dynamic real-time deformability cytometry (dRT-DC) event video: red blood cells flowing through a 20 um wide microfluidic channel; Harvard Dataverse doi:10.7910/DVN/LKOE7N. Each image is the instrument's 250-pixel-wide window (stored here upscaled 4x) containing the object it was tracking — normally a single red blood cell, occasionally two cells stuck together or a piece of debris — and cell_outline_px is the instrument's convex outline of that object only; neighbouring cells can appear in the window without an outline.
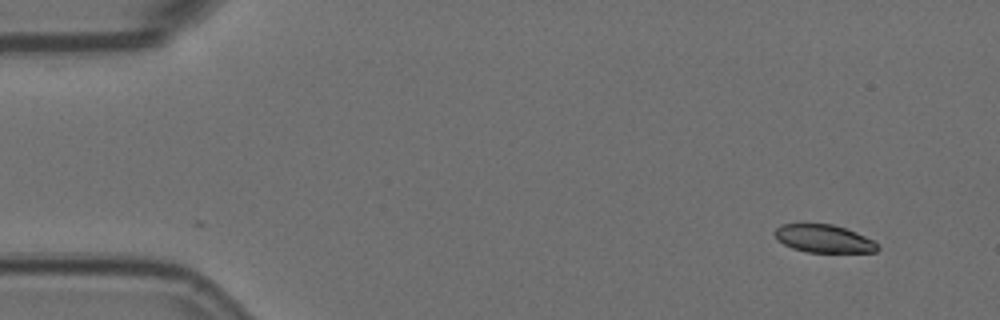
{"species": "Egyptian fruit bat (a non-hibernating species)", "species_latin": "Rousettus aegyptiacus", "temperature_condition": "room temperature", "stored_images_in_passage": 53, "camera_frame_rate_fps": 3000, "um_per_image_px": 0.085, "animal": {"sex": "female"}, "frame": {"image": 1, "passage_image": 1, "time_ms": 0.0, "image_size_px": [1000, 320], "cell_outline_px": [[880, 248], [876, 252], [808, 252], [792, 248], [776, 240], [772, 232], [780, 224], [832, 224], [856, 232], [872, 240]], "centroid_in_image_um": [69.97, 20.28], "position_along_channel_um": 15.0, "area_um2": 16.7}}
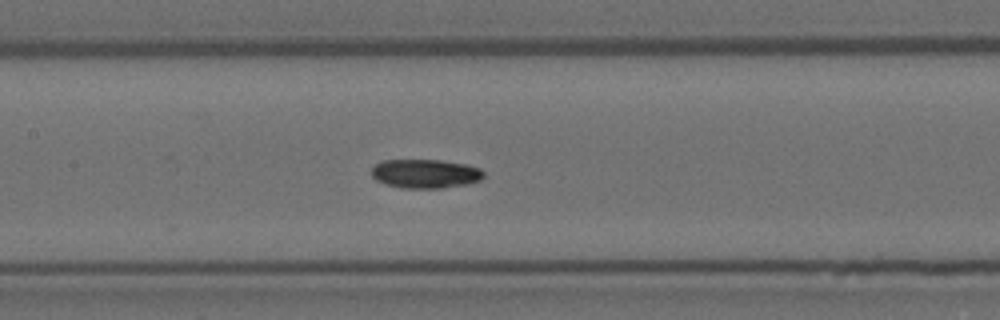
{"frame": {"image": 2, "passage_image": 23, "time_ms": 7.333, "image_size_px": [1000, 320], "cell_outline_px": [[484, 176], [480, 180], [468, 184], [444, 188], [404, 188], [384, 184], [376, 180], [372, 176], [372, 168], [376, 164], [384, 160], [440, 160], [468, 164], [480, 168], [484, 172]], "centroid_in_image_um": [36.18, 14.76], "position_along_channel_um": 171.2, "area_um2": 19.07}}
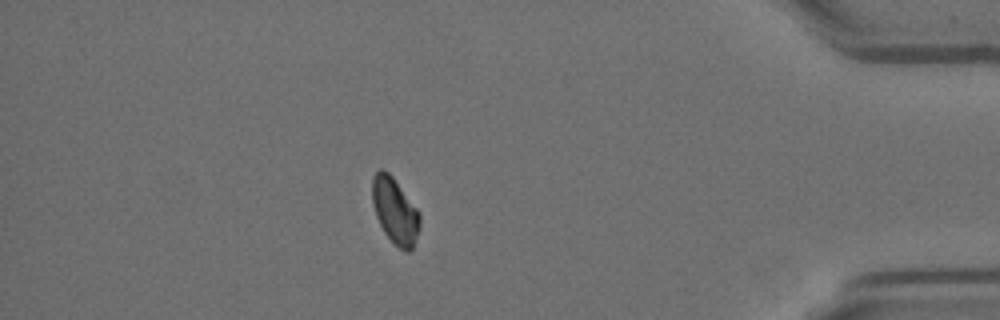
{"frame": {"image": 3, "passage_image": 46, "time_ms": 15.0, "image_size_px": [1000, 320], "cell_outline_px": [[420, 228], [412, 248], [408, 252], [404, 252], [384, 232], [376, 216], [372, 204], [372, 176], [380, 168], [384, 168], [392, 176], [420, 212]], "centroid_in_image_um": [33.57, 17.89], "position_along_channel_um": 401.6, "area_um2": 18.26}}